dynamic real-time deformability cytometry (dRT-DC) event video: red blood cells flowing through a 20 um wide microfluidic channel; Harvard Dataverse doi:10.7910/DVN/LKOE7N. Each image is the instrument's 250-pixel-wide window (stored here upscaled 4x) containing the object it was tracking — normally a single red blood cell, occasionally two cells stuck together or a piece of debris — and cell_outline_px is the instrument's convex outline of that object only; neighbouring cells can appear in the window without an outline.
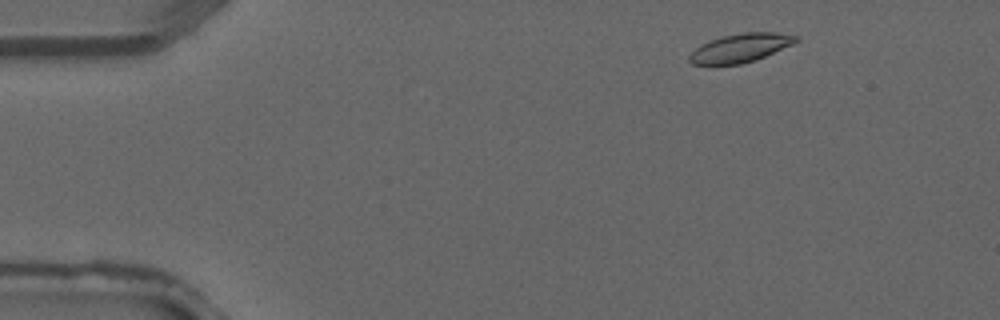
{"species": "common noctule bat (a hibernating species)", "species_latin": "Nyctalus noctula", "temperature_condition": "warm", "stored_images_in_passage": 3, "camera_frame_rate_fps": 3000, "um_per_image_px": 0.085, "animal": {"sex": "male", "forearm_length_mm": 52.5}, "frame": {"image": 1, "passage_image": 1, "time_ms": 0.0, "image_size_px": [1000, 320], "cell_outline_px": [[800, 40], [792, 44], [764, 56], [740, 64], [692, 64], [688, 60], [688, 56], [696, 48], [712, 40], [724, 36], [744, 32], [776, 32], [800, 36]], "centroid_in_image_um": [62.97, 4.06], "position_along_channel_um": 22.0, "area_um2": 17.34}}
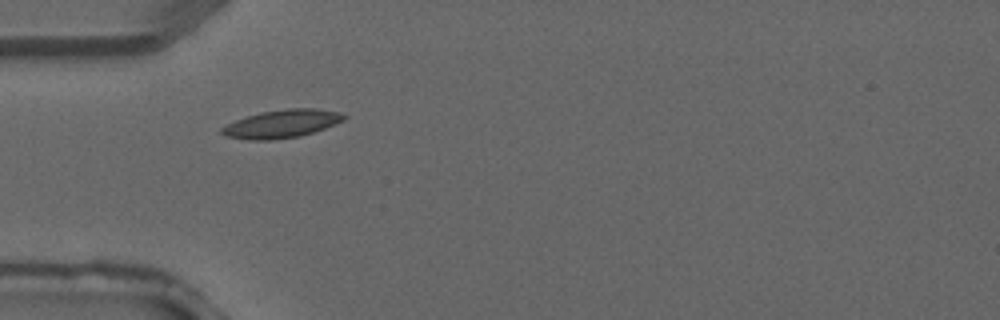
{"frame": {"image": 2, "passage_image": 3, "time_ms": 0.667, "image_size_px": [1000, 320], "cell_outline_px": [[348, 116], [344, 120], [324, 128], [300, 136], [272, 140], [248, 140], [224, 136], [220, 132], [220, 128], [236, 120], [260, 112], [288, 108], [316, 108], [340, 112]], "centroid_in_image_um": [23.94, 10.52], "position_along_channel_um": 61.1, "area_um2": 20.0}}